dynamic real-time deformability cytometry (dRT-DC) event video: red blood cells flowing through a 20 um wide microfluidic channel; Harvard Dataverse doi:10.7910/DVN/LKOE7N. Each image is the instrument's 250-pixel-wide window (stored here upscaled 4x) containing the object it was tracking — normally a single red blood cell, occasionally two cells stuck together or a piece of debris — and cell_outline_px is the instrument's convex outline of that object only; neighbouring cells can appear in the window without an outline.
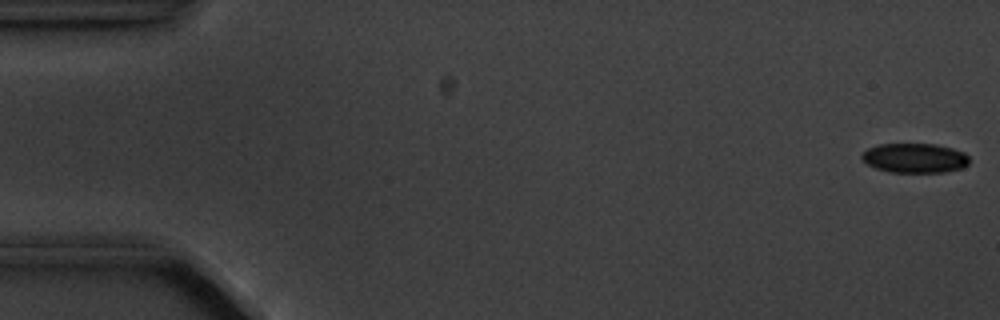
{"species": "common noctule bat (a hibernating species)", "species_latin": "Nyctalus noctula", "temperature_condition": "cold", "stored_images_in_passage": 4, "camera_frame_rate_fps": 3000, "um_per_image_px": 0.085, "animal": {"sex": "male", "body_mass_g": 20.1, "forearm_length_mm": 53.5}, "frame": {"image": 1, "passage_image": 1, "time_ms": 0.0, "image_size_px": [1000, 320], "cell_outline_px": [[968, 164], [960, 168], [944, 172], [888, 172], [876, 168], [868, 164], [860, 156], [868, 148], [880, 144], [936, 144], [952, 148], [964, 152], [968, 156]], "centroid_in_image_um": [77.75, 13.43], "position_along_channel_um": 7.2, "area_um2": 18.38}}